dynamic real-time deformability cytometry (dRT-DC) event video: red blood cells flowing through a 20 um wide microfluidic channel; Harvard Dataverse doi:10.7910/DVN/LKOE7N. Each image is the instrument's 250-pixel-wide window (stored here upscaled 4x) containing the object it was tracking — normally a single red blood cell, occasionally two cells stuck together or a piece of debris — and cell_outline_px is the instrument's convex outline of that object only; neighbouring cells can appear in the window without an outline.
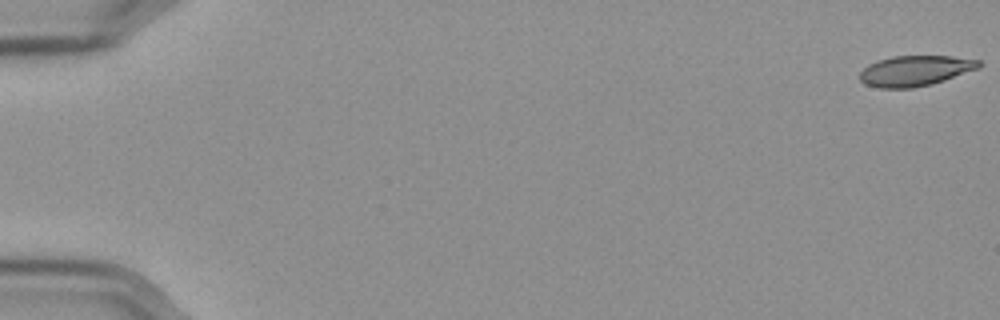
{"species": "Egyptian fruit bat (a non-hibernating species)", "species_latin": "Rousettus aegyptiacus", "temperature_condition": "cold", "stored_images_in_passage": 58, "camera_frame_rate_fps": 3000, "um_per_image_px": 0.085, "frame": {"image": 1, "passage_image": 1, "time_ms": 0.0, "image_size_px": [1000, 320], "cell_outline_px": [[980, 68], [932, 84], [912, 88], [880, 88], [864, 84], [860, 80], [860, 72], [868, 64], [876, 60], [892, 56], [952, 56], [980, 60]], "centroid_in_image_um": [77.77, 6.01], "position_along_channel_um": 7.2, "area_um2": 21.21}}
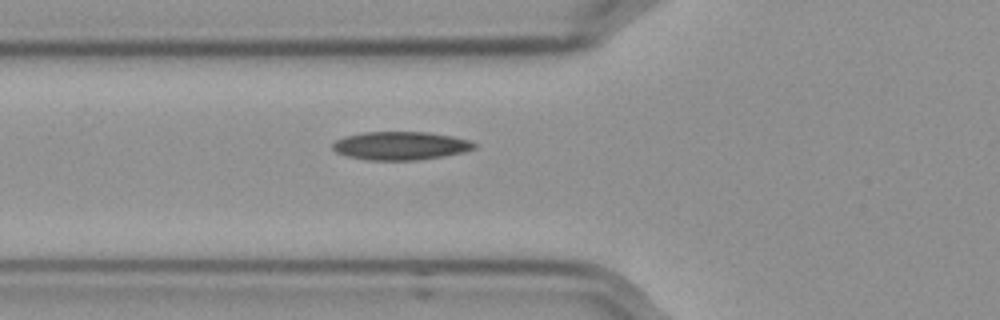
{"frame": {"image": 2, "passage_image": 22, "time_ms": 7.0, "image_size_px": [1000, 320], "cell_outline_px": [[476, 148], [464, 152], [444, 156], [416, 160], [368, 160], [348, 156], [336, 152], [332, 148], [332, 144], [336, 140], [344, 136], [364, 132], [428, 132], [452, 136], [472, 140], [476, 144]], "centroid_in_image_um": [34.07, 12.38], "position_along_channel_um": 91.7, "area_um2": 23.47}}
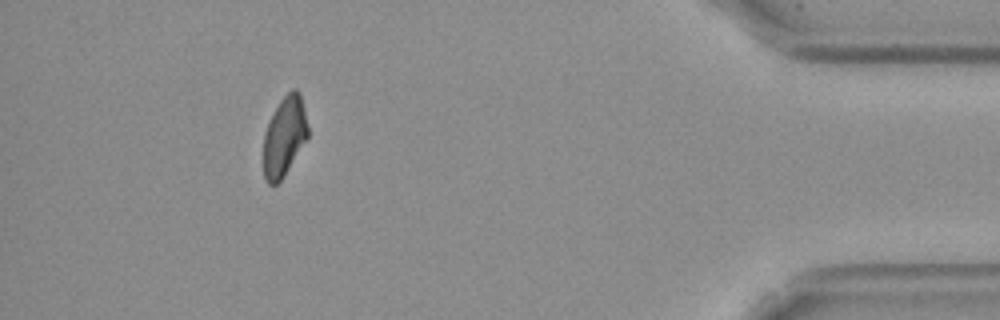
{"frame": {"image": 3, "passage_image": 53, "time_ms": 17.333, "image_size_px": [1000, 320], "cell_outline_px": [[308, 136], [280, 180], [276, 184], [268, 184], [264, 176], [264, 132], [280, 100], [292, 88], [296, 88], [300, 92], [308, 124]], "centroid_in_image_um": [24.18, 11.55], "position_along_channel_um": 411.0, "area_um2": 20.11}, "authors_computed_cell_mechanics": {"area_um2": 22.3108, "velocity_mm_per_s": 3.5783, "shape_relaxation_time_tau1_ms": 10.8299, "shape_relaxation_time_tau2_ms": null, "deformation_change_tau1": 0.2196, "deformation_change_tau2": null}}